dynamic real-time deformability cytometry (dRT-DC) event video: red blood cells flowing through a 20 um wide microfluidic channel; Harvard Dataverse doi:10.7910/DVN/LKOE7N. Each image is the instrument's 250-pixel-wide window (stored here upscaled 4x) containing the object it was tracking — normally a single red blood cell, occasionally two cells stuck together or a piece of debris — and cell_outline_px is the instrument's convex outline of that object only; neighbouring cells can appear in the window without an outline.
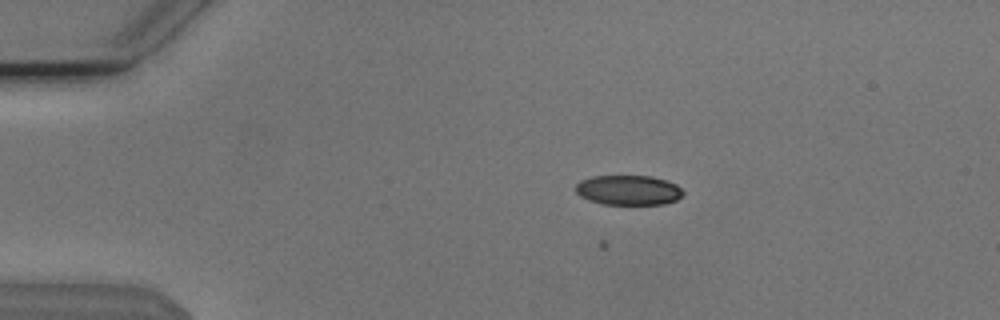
{"species": "Egyptian fruit bat (a non-hibernating species)", "species_latin": "Rousettus aegyptiacus", "temperature_condition": "cold", "stored_images_in_passage": 6, "camera_frame_rate_fps": 3000, "um_per_image_px": 0.085, "animal": {"sex": "male"}, "frame": {"image": 1, "passage_image": 3, "time_ms": 0.667, "image_size_px": [1000, 320], "cell_outline_px": [[684, 192], [676, 200], [664, 204], [604, 204], [588, 200], [580, 196], [576, 192], [576, 184], [580, 180], [592, 176], [652, 176], [668, 180], [676, 184]], "centroid_in_image_um": [53.41, 16.15], "position_along_channel_um": 31.6, "area_um2": 18.73}}